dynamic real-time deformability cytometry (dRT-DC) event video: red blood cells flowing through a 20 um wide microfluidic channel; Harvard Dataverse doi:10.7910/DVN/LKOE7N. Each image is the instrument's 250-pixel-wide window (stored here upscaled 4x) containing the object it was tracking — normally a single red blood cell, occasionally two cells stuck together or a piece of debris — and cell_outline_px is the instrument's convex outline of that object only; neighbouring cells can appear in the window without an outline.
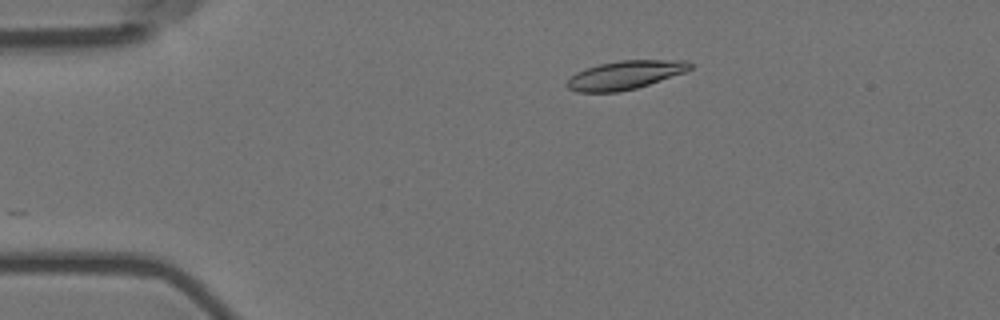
{"species": "Egyptian fruit bat (a non-hibernating species)", "species_latin": "Rousettus aegyptiacus", "temperature_condition": "room temperature", "stored_images_in_passage": 40, "camera_frame_rate_fps": 3000, "um_per_image_px": 0.085, "animal": {"sex": "female"}, "frame": {"image": 1, "passage_image": 1, "time_ms": 0.0, "image_size_px": [1000, 320], "cell_outline_px": [[692, 68], [684, 72], [636, 88], [620, 92], [576, 92], [568, 88], [564, 84], [576, 72], [600, 64], [620, 60], [688, 60], [692, 64]], "centroid_in_image_um": [53.12, 6.38], "position_along_channel_um": 31.9, "area_um2": 20.35}}
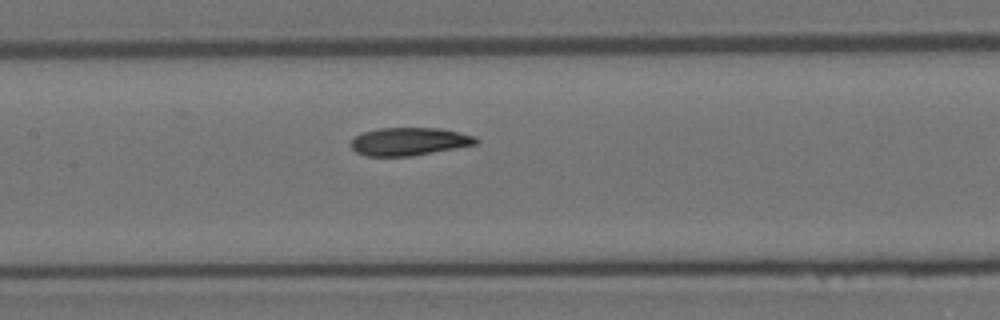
{"frame": {"image": 2, "passage_image": 17, "time_ms": 5.333, "image_size_px": [1000, 320], "cell_outline_px": [[480, 140], [476, 144], [412, 156], [364, 156], [356, 152], [352, 148], [352, 140], [356, 136], [364, 132], [380, 128], [440, 128], [476, 136]], "centroid_in_image_um": [34.79, 12.03], "position_along_channel_um": 172.6, "area_um2": 20.23}}
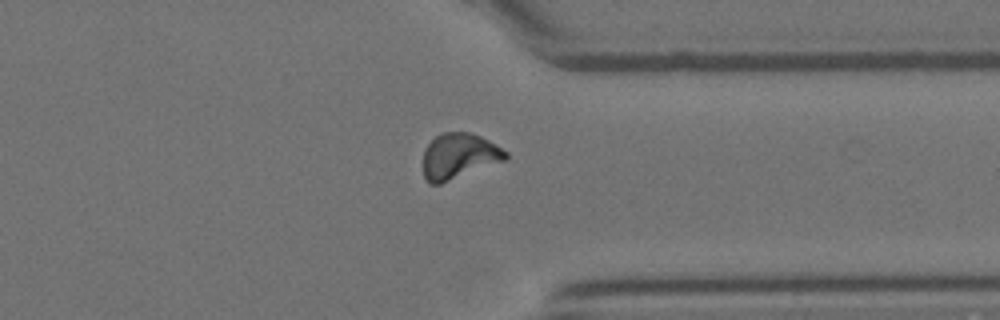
{"frame": {"image": 3, "passage_image": 34, "time_ms": 11.0, "image_size_px": [1000, 320], "cell_outline_px": [[508, 160], [440, 184], [428, 184], [424, 176], [424, 148], [440, 132], [468, 132], [480, 136], [488, 140], [508, 152]], "centroid_in_image_um": [39.03, 13.28], "position_along_channel_um": 372.4, "area_um2": 22.08}, "authors_computed_cell_mechanics": {"area_um2": 20.9525, "velocity_mm_per_s": 3.5757, "shape_relaxation_time_tau1_ms": 4.7941, "shape_relaxation_time_tau2_ms": 3.0669, "deformation_change_tau1": 0.1687, "deformation_change_tau2": 0.0943}}